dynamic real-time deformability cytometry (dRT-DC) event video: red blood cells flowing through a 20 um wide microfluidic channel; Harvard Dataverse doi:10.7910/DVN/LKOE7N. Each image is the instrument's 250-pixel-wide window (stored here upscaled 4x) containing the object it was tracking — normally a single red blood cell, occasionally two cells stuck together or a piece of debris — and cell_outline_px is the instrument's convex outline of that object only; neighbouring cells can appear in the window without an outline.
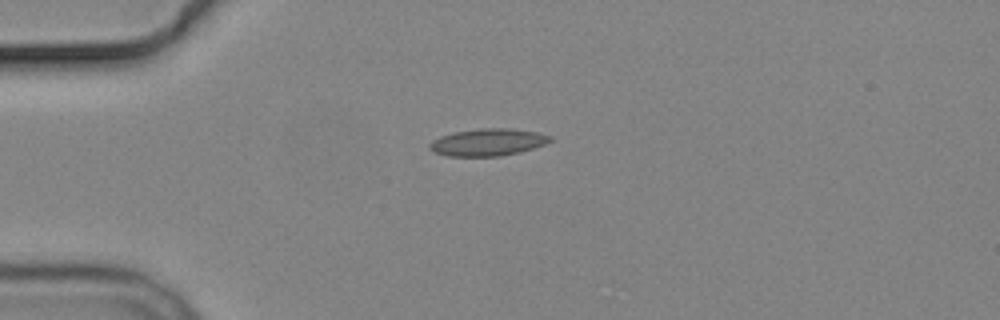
{"species": "common noctule bat (a hibernating species)", "species_latin": "Nyctalus noctula", "temperature_condition": "cold", "stored_images_in_passage": 2, "camera_frame_rate_fps": 3000, "um_per_image_px": 0.085, "animal": {"sex": "male", "body_mass_g": 19.2, "forearm_length_mm": 51.8}, "frame": {"image": 1, "passage_image": 1, "time_ms": 0.0, "image_size_px": [1000, 320], "cell_outline_px": [[552, 140], [544, 144], [520, 152], [500, 156], [448, 156], [436, 152], [428, 148], [428, 144], [432, 140], [440, 136], [452, 132], [480, 128], [508, 128], [536, 132], [552, 136]], "centroid_in_image_um": [41.43, 12.08], "position_along_channel_um": 43.6, "area_um2": 19.07}}